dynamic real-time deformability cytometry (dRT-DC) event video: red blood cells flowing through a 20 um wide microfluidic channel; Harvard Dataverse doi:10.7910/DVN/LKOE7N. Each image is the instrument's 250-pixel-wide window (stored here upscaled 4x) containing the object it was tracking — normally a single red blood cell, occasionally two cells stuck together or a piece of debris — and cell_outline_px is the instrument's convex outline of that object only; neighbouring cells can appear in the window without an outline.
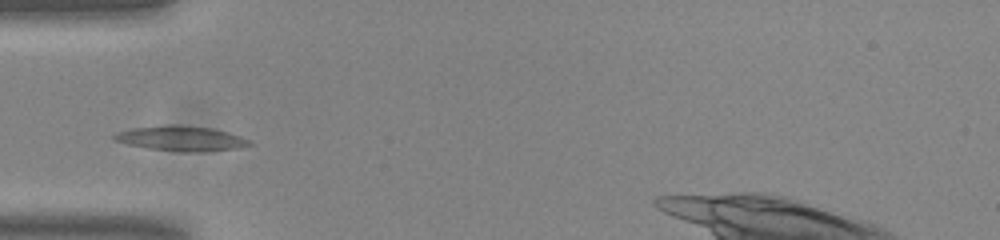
{"species": "common noctule bat (a hibernating species)", "species_latin": "Nyctalus noctula", "temperature_condition": "room temperature", "stored_images_in_passage": 27, "camera_frame_rate_fps": 3000, "um_per_image_px": 0.085, "animal": {"sex": "male", "body_mass_g": 20.0, "forearm_length_mm": 53.3}, "frame": {"image": 1, "passage_image": 1, "time_ms": 0.0, "image_size_px": [1000, 240], "cell_outline_px": [[252, 144], [240, 148], [200, 152], [180, 152], [148, 148], [128, 144], [112, 140], [112, 136], [116, 132], [132, 128], [172, 124], [180, 124], [212, 128], [228, 132], [252, 140]], "centroid_in_image_um": [15.41, 11.77], "position_along_channel_um": 69.6, "area_um2": 19.94}}
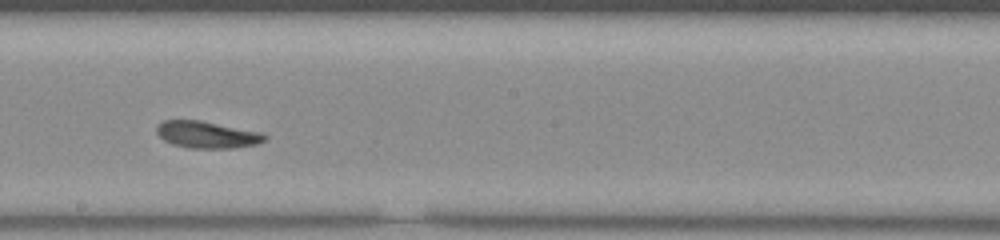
{"frame": {"image": 2, "passage_image": 14, "time_ms": 4.333, "image_size_px": [1000, 240], "cell_outline_px": [[268, 136], [264, 140], [256, 144], [232, 148], [188, 148], [172, 144], [164, 140], [156, 132], [156, 124], [164, 120], [200, 120], [264, 132]], "centroid_in_image_um": [17.59, 11.44], "position_along_channel_um": 230.6, "area_um2": 17.11}}
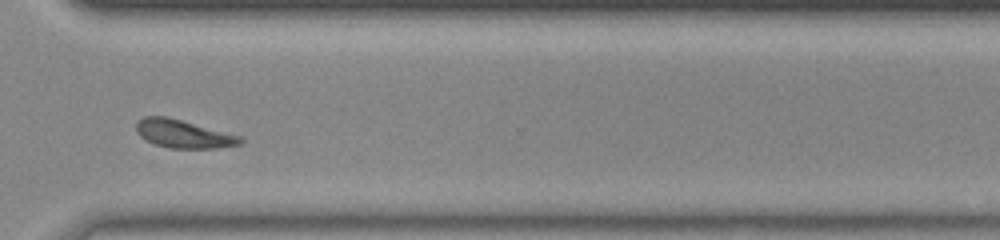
{"frame": {"image": 3, "passage_image": 24, "time_ms": 7.667, "image_size_px": [1000, 240], "cell_outline_px": [[244, 140], [240, 144], [216, 148], [168, 148], [156, 144], [140, 136], [136, 132], [136, 124], [144, 116], [168, 116], [244, 136]], "centroid_in_image_um": [15.64, 11.37], "position_along_channel_um": 355.0, "area_um2": 17.22}, "authors_computed_cell_mechanics": {"area_um2": 17.1666, "velocity_mm_per_s": 3.7217, "shape_relaxation_time_tau1_ms": 4.0247, "shape_relaxation_time_tau2_ms": 5.4096, "deformation_change_tau1": 0.1158, "deformation_change_tau2": 0.1229}}